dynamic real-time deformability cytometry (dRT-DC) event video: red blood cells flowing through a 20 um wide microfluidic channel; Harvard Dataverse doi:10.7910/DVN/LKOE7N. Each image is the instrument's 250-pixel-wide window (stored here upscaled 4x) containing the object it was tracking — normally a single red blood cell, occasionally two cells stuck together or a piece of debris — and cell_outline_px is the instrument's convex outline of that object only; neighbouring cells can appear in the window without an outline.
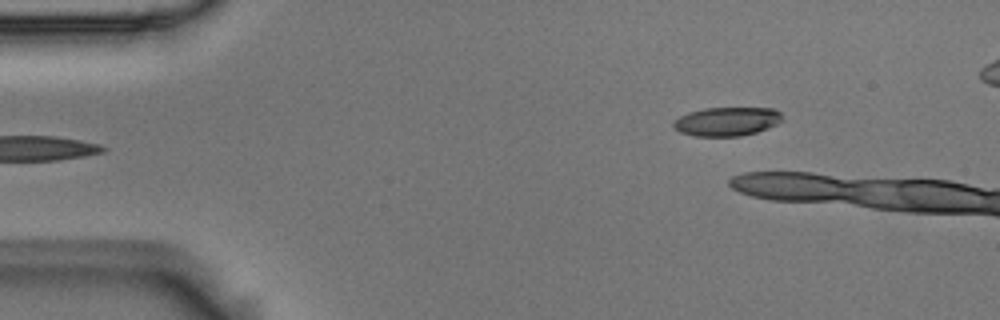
{"species": "Egyptian fruit bat (a non-hibernating species)", "species_latin": "Rousettus aegyptiacus", "temperature_condition": "room temperature", "stored_images_in_passage": 5, "camera_frame_rate_fps": 3000, "um_per_image_px": 0.085, "animal": {"sex": "male"}, "frame": {"image": 1, "passage_image": 5, "time_ms": 1.333, "image_size_px": [1000, 320], "cell_outline_px": [[784, 120], [768, 128], [756, 132], [740, 136], [696, 136], [680, 132], [672, 124], [680, 116], [688, 112], [704, 108], [772, 108], [780, 112], [784, 116]], "centroid_in_image_um": [61.82, 10.32], "position_along_channel_um": 23.2, "area_um2": 18.26}}